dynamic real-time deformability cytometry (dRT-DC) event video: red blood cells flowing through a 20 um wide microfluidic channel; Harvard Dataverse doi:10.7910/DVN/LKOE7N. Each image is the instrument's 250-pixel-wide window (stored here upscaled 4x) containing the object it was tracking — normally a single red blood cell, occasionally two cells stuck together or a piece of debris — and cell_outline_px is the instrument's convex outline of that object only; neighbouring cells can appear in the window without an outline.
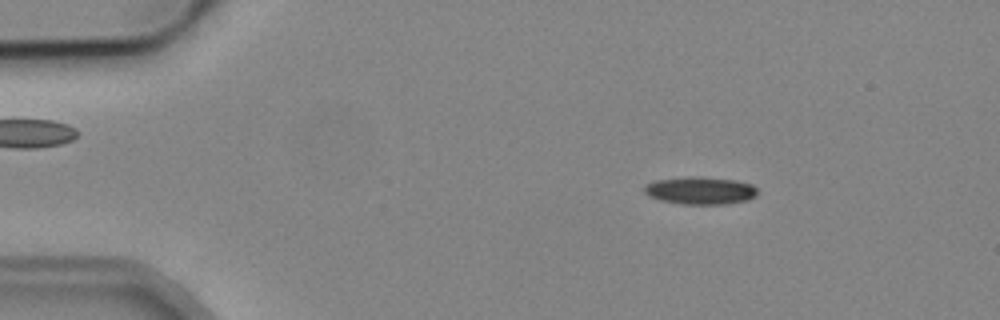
{"species": "common noctule bat (a hibernating species)", "species_latin": "Nyctalus noctula", "temperature_condition": "cold", "stored_images_in_passage": 3, "camera_frame_rate_fps": 3000, "um_per_image_px": 0.085, "animal": {"sex": "male", "body_mass_g": 19.2, "forearm_length_mm": 51.8}, "frame": {"image": 1, "passage_image": 2, "time_ms": 1.0, "image_size_px": [1000, 320], "cell_outline_px": [[756, 196], [748, 200], [724, 204], [680, 204], [660, 200], [648, 196], [644, 192], [644, 184], [656, 180], [736, 180], [752, 184], [756, 188]], "centroid_in_image_um": [59.53, 16.27], "position_along_channel_um": 25.5, "area_um2": 17.05}}